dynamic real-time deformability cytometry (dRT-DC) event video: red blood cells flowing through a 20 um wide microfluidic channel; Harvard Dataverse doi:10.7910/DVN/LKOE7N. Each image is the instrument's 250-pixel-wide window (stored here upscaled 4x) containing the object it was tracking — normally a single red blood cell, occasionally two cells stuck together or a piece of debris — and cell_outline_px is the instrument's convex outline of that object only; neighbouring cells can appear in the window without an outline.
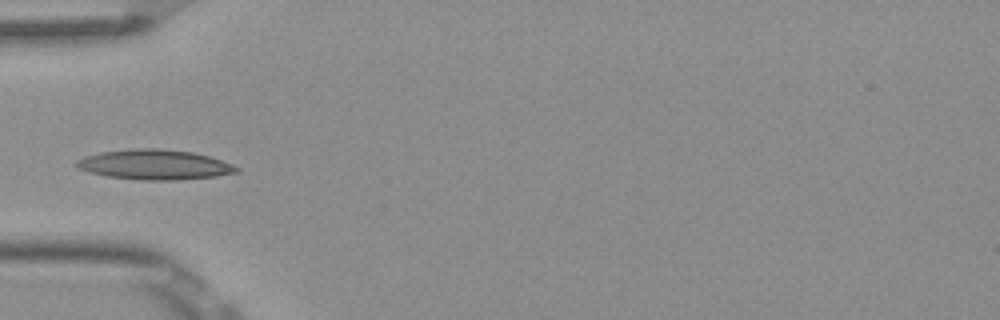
{"species": "Egyptian fruit bat (a non-hibernating species)", "species_latin": "Rousettus aegyptiacus", "temperature_condition": "room temperature", "stored_images_in_passage": 6, "camera_frame_rate_fps": 3000, "um_per_image_px": 0.085, "frame": {"image": 1, "passage_image": 6, "time_ms": 1.667, "image_size_px": [1000, 320], "cell_outline_px": [[240, 172], [216, 176], [176, 180], [140, 180], [108, 176], [76, 168], [76, 160], [84, 156], [100, 152], [132, 148], [156, 148], [192, 152], [208, 156], [232, 164], [240, 168]], "centroid_in_image_um": [13.14, 13.99], "position_along_channel_um": 71.9, "area_um2": 27.92}}